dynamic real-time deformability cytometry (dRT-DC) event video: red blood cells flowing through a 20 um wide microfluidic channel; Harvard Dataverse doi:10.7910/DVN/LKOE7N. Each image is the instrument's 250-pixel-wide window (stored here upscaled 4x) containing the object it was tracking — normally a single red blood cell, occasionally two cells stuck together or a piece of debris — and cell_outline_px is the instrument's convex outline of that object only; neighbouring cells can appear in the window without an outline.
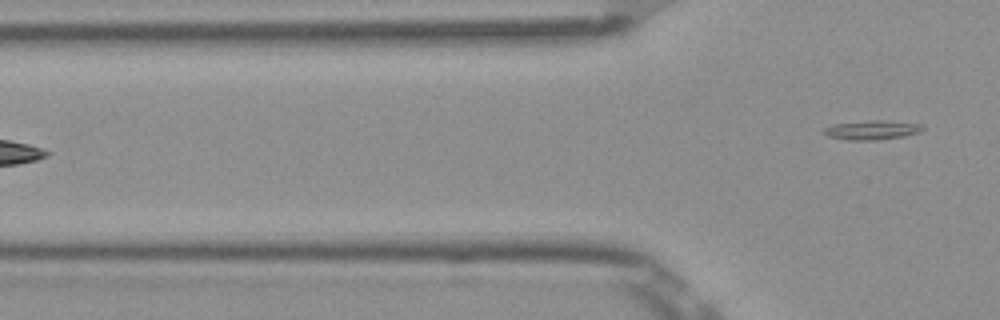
{"species": "Egyptian fruit bat (a non-hibernating species)", "species_latin": "Rousettus aegyptiacus", "temperature_condition": "room temperature", "stored_images_in_passage": 5, "segment_of_instrument_passage": [2, 2], "camera_frame_rate_fps": 3000, "um_per_image_px": 0.085, "frame": {"image": 1, "passage_image": 5, "time_ms": 1.333, "image_size_px": [1000, 320], "cell_outline_px": [[924, 128], [920, 132], [904, 136], [880, 140], [848, 140], [828, 136], [824, 132], [824, 128], [832, 124], [872, 120], [880, 120], [920, 124]], "centroid_in_image_um": [74.11, 11.06], "position_along_channel_um": 51.7, "area_um2": 10.98}}